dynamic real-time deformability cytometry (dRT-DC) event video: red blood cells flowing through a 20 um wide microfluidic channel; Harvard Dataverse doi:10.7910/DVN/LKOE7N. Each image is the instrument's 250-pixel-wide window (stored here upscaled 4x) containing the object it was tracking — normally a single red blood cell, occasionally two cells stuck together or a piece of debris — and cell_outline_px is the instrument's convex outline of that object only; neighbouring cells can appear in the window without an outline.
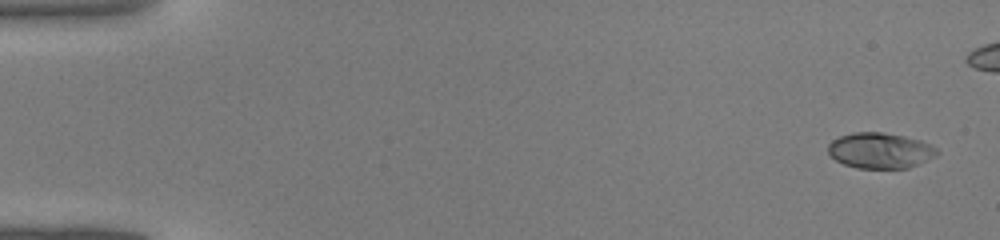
{"species": "common noctule bat (a hibernating species)", "species_latin": "Nyctalus noctula", "temperature_condition": "warm", "stored_images_in_passage": 38, "camera_frame_rate_fps": 3000, "um_per_image_px": 0.085, "animal": {"sex": "male", "body_mass_g": 19.0, "forearm_length_mm": 50.8}, "frame": {"image": 1, "passage_image": 1, "time_ms": 0.0, "image_size_px": [1000, 240], "cell_outline_px": [[940, 152], [936, 156], [908, 168], [856, 168], [844, 164], [836, 160], [828, 152], [828, 144], [832, 140], [840, 136], [852, 132], [884, 132], [904, 136], [920, 140], [936, 148]], "centroid_in_image_um": [74.8, 12.79], "position_along_channel_um": 10.2, "area_um2": 22.6}}
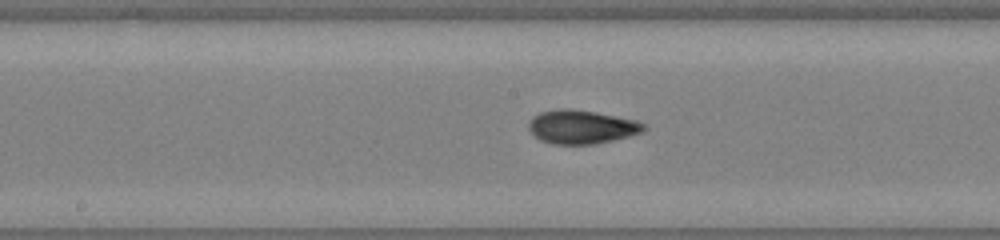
{"frame": {"image": 2, "passage_image": 22, "time_ms": 7.0, "image_size_px": [1000, 240], "cell_outline_px": [[648, 128], [644, 132], [612, 140], [592, 144], [552, 144], [540, 140], [528, 128], [528, 124], [532, 116], [540, 112], [560, 108], [568, 108], [596, 112], [636, 120], [648, 124]], "centroid_in_image_um": [49.46, 10.78], "position_along_channel_um": 198.7, "area_um2": 22.72}}
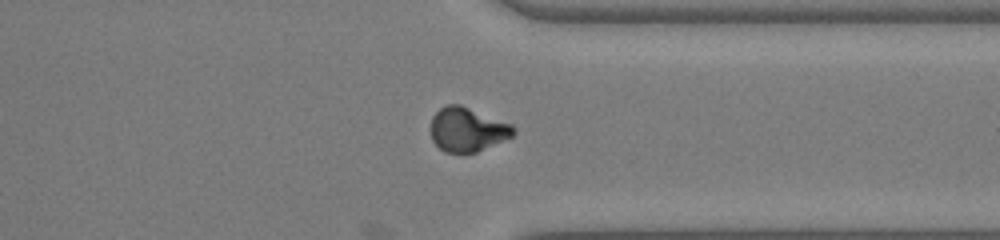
{"frame": {"image": 3, "passage_image": 33, "time_ms": 10.667, "image_size_px": [1000, 240], "cell_outline_px": [[516, 132], [512, 136], [504, 140], [476, 152], [444, 152], [432, 140], [432, 116], [440, 108], [448, 104], [460, 104], [512, 124], [516, 128]], "centroid_in_image_um": [39.74, 11.0], "position_along_channel_um": 371.7, "area_um2": 21.1}}